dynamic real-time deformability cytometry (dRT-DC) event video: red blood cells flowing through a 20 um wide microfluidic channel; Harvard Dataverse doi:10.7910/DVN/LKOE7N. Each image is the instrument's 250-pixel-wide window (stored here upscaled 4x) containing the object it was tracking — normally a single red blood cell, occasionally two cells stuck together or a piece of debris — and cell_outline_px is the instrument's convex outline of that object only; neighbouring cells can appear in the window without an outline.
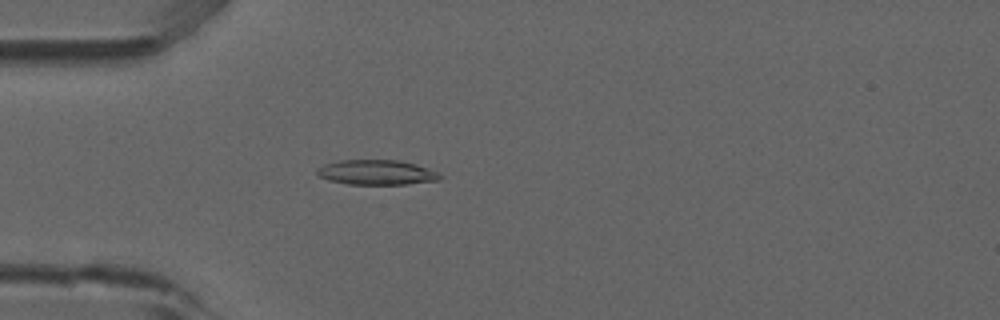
{"species": "common noctule bat (a hibernating species)", "species_latin": "Nyctalus noctula", "temperature_condition": "room temperature", "stored_images_in_passage": 42, "camera_frame_rate_fps": 3000, "um_per_image_px": 0.085, "animal": {"sex": "male", "forearm_length_mm": 52.5}, "frame": {"image": 1, "passage_image": 4, "time_ms": 1.0, "image_size_px": [1000, 320], "cell_outline_px": [[444, 176], [440, 180], [408, 184], [348, 184], [328, 180], [320, 176], [316, 172], [316, 168], [324, 164], [340, 160], [400, 160], [416, 164], [428, 168]], "centroid_in_image_um": [32.02, 14.65], "position_along_channel_um": 53.0, "area_um2": 17.92}}
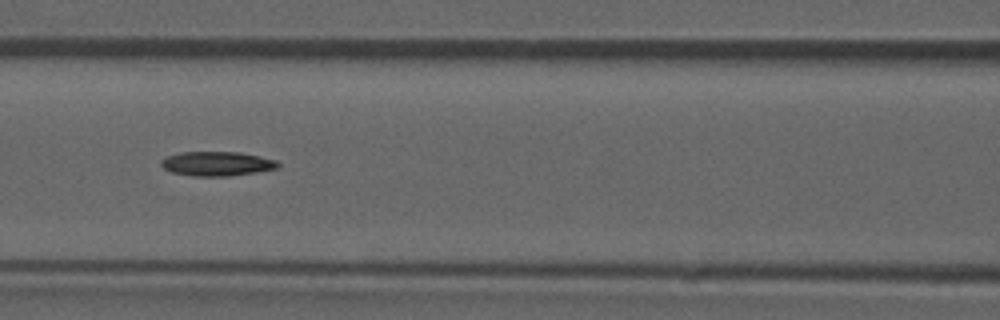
{"frame": {"image": 2, "passage_image": 12, "time_ms": 3.667, "image_size_px": [1000, 320], "cell_outline_px": [[280, 164], [276, 168], [256, 172], [228, 176], [192, 176], [172, 172], [164, 168], [160, 164], [160, 160], [164, 156], [180, 152], [240, 152], [260, 156], [276, 160]], "centroid_in_image_um": [18.39, 13.9], "position_along_channel_um": 148.2, "area_um2": 16.65}}
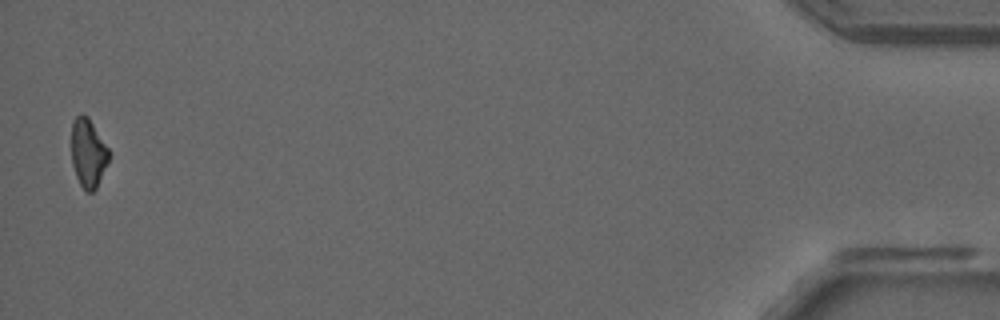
{"frame": {"image": 3, "passage_image": 41, "time_ms": 13.333, "image_size_px": [1000, 320], "cell_outline_px": [[108, 160], [96, 188], [92, 192], [88, 192], [80, 184], [76, 176], [72, 164], [72, 120], [80, 112], [84, 112], [88, 116], [108, 148]], "centroid_in_image_um": [7.46, 12.95], "position_along_channel_um": 427.7, "area_um2": 14.8}}